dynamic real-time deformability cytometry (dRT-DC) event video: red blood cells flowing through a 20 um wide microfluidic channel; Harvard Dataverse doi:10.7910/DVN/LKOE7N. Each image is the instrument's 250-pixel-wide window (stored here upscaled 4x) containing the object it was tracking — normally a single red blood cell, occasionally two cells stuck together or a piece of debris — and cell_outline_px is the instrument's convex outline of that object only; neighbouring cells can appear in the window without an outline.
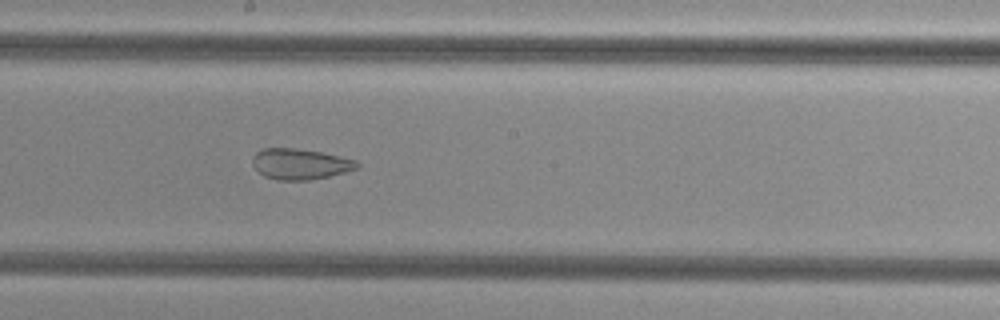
{"species": "common noctule bat (a hibernating species)", "species_latin": "Nyctalus noctula", "temperature_condition": "cold", "stored_images_in_passage": 47, "segment_of_instrument_passage": [2, 2], "camera_frame_rate_fps": 3000, "um_per_image_px": 0.085, "animal": {"sex": "female", "body_mass_g": 29.2, "forearm_length_mm": 56.3}, "frame": {"image": 1, "passage_image": 30, "time_ms": 9.667, "image_size_px": [1000, 320], "cell_outline_px": [[360, 168], [328, 176], [308, 180], [276, 180], [264, 176], [252, 164], [252, 156], [256, 152], [264, 148], [296, 148], [320, 152], [356, 160], [360, 164]], "centroid_in_image_um": [25.5, 13.94], "position_along_channel_um": 222.7, "area_um2": 18.67}}
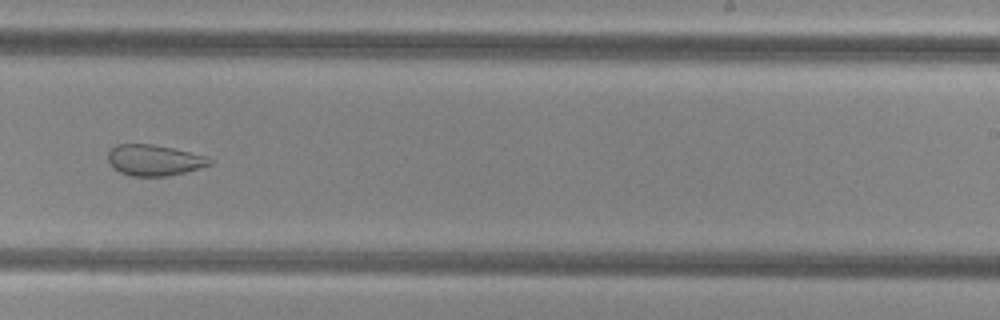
{"frame": {"image": 2, "passage_image": 34, "time_ms": 11.0, "image_size_px": [1000, 320], "cell_outline_px": [[216, 160], [212, 164], [184, 172], [168, 176], [132, 176], [120, 172], [108, 160], [108, 152], [116, 144], [152, 144], [172, 148], [204, 156]], "centroid_in_image_um": [13.12, 13.61], "position_along_channel_um": 275.9, "area_um2": 18.09}}
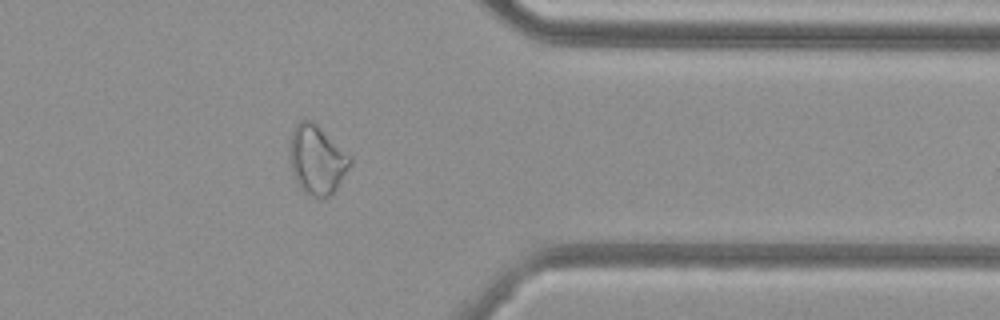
{"frame": {"image": 3, "passage_image": 43, "time_ms": 14.0, "image_size_px": [1000, 320], "cell_outline_px": [[352, 164], [332, 196], [312, 196], [304, 192], [300, 188], [292, 172], [288, 156], [288, 148], [292, 132], [296, 124], [300, 120], [312, 120], [352, 156]], "centroid_in_image_um": [26.94, 13.57], "position_along_channel_um": 384.5, "area_um2": 24.62}}